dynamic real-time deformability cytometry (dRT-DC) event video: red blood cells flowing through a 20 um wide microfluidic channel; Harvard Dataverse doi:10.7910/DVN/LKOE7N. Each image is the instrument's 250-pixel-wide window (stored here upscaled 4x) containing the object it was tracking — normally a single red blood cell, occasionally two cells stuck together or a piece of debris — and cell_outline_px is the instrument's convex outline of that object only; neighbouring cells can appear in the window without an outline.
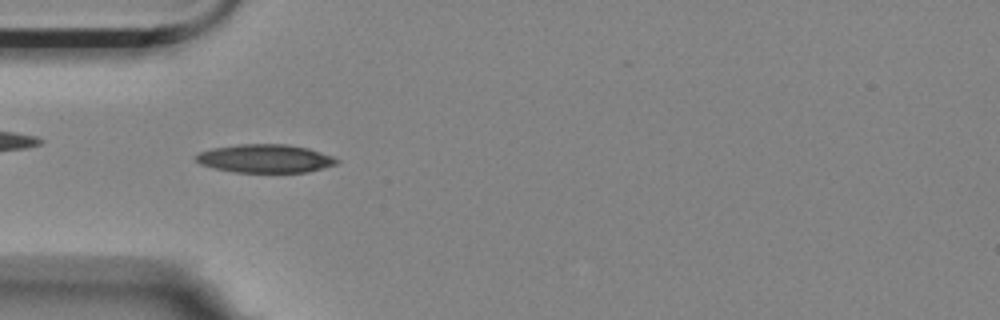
{"species": "Egyptian fruit bat (a non-hibernating species)", "species_latin": "Rousettus aegyptiacus", "temperature_condition": "room temperature", "stored_images_in_passage": 46, "camera_frame_rate_fps": 3000, "um_per_image_px": 0.085, "animal": {"sex": "female"}, "frame": {"image": 1, "passage_image": 13, "time_ms": 4.0, "image_size_px": [1000, 320], "cell_outline_px": [[340, 160], [336, 164], [308, 172], [232, 172], [200, 164], [196, 160], [196, 156], [200, 152], [212, 148], [240, 144], [284, 144], [308, 148], [332, 156]], "centroid_in_image_um": [22.54, 13.47], "position_along_channel_um": 62.5, "area_um2": 23.06}}
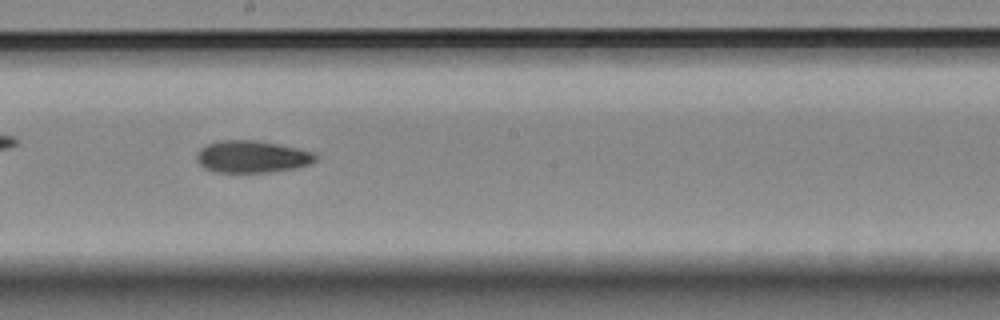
{"frame": {"image": 2, "passage_image": 27, "time_ms": 8.667, "image_size_px": [1000, 320], "cell_outline_px": [[320, 156], [316, 160], [308, 164], [296, 168], [268, 172], [212, 172], [204, 168], [196, 160], [196, 152], [200, 148], [208, 144], [220, 140], [252, 140], [276, 144], [296, 148], [312, 152]], "centroid_in_image_um": [21.38, 13.32], "position_along_channel_um": 226.8, "area_um2": 22.2}}
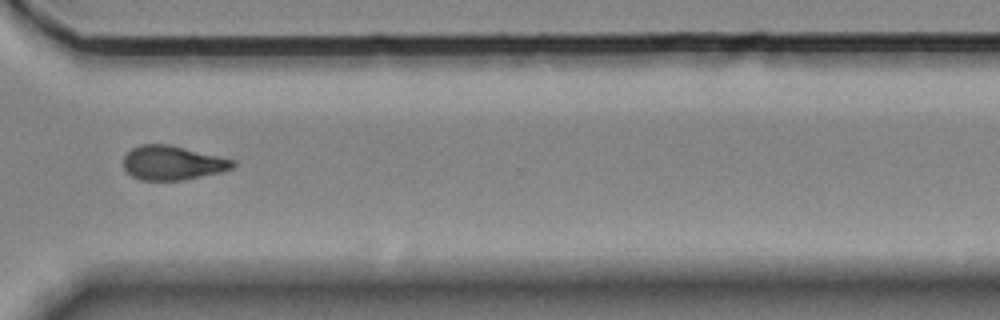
{"frame": {"image": 3, "passage_image": 38, "time_ms": 12.333, "image_size_px": [1000, 320], "cell_outline_px": [[236, 164], [232, 168], [220, 172], [184, 180], [140, 180], [132, 176], [124, 168], [124, 156], [132, 148], [140, 144], [168, 144], [236, 160]], "centroid_in_image_um": [14.66, 13.84], "position_along_channel_um": 355.9, "area_um2": 21.73}, "authors_computed_cell_mechanics": {"area_um2": 22.2819, "velocity_mm_per_s": 3.526, "shape_relaxation_time_tau1_ms": 8.821, "shape_relaxation_time_tau2_ms": null, "deformation_change_tau1": 0.1936, "deformation_change_tau2": null}}